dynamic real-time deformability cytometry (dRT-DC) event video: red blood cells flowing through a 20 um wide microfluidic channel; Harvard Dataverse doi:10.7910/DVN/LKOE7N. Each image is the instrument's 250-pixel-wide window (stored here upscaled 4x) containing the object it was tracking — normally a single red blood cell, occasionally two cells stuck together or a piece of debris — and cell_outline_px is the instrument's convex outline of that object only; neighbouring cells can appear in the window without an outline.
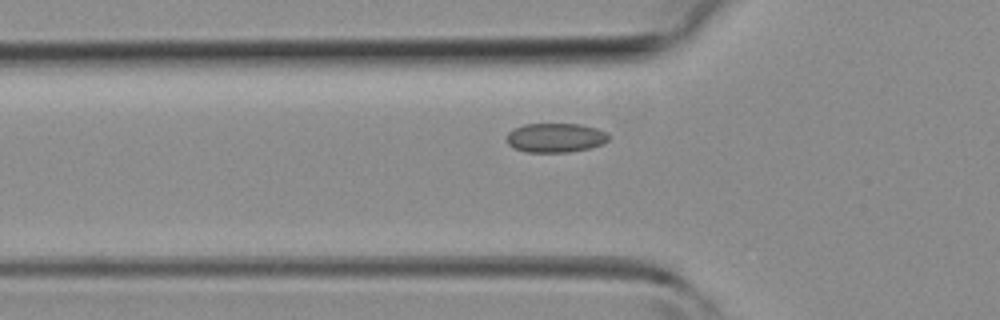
{"species": "common noctule bat (a hibernating species)", "species_latin": "Nyctalus noctula", "temperature_condition": "room temperature", "stored_images_in_passage": 34, "camera_frame_rate_fps": 3000, "um_per_image_px": 0.085, "animal": {"sex": "female", "body_mass_g": 19.3, "forearm_length_mm": 54.1}, "frame": {"image": 1, "passage_image": 9, "time_ms": 2.667, "image_size_px": [1000, 320], "cell_outline_px": [[608, 140], [600, 144], [588, 148], [568, 152], [524, 152], [512, 148], [508, 144], [508, 132], [524, 124], [580, 124], [596, 128], [608, 132]], "centroid_in_image_um": [47.2, 11.71], "position_along_channel_um": 78.6, "area_um2": 17.28}}
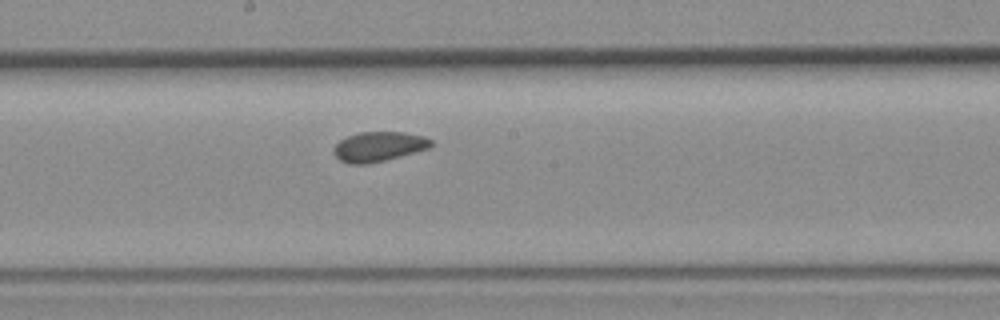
{"frame": {"image": 2, "passage_image": 18, "time_ms": 5.667, "image_size_px": [1000, 320], "cell_outline_px": [[432, 144], [428, 148], [384, 160], [368, 164], [348, 164], [340, 160], [332, 152], [332, 148], [340, 140], [348, 136], [360, 132], [404, 132], [424, 136], [432, 140]], "centroid_in_image_um": [32.15, 12.45], "position_along_channel_um": 216.1, "area_um2": 16.76}}
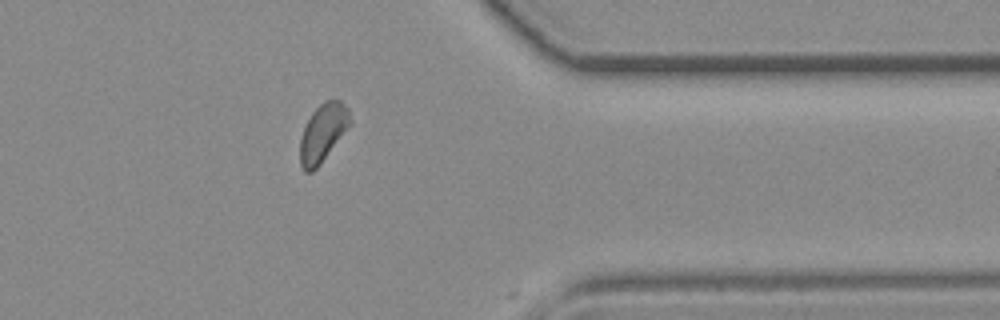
{"frame": {"image": 3, "passage_image": 30, "time_ms": 9.667, "image_size_px": [1000, 320], "cell_outline_px": [[352, 120], [320, 164], [312, 172], [304, 172], [300, 164], [300, 140], [304, 128], [312, 112], [324, 100], [340, 100], [348, 108]], "centroid_in_image_um": [27.42, 11.28], "position_along_channel_um": 384.0, "area_um2": 16.47}}